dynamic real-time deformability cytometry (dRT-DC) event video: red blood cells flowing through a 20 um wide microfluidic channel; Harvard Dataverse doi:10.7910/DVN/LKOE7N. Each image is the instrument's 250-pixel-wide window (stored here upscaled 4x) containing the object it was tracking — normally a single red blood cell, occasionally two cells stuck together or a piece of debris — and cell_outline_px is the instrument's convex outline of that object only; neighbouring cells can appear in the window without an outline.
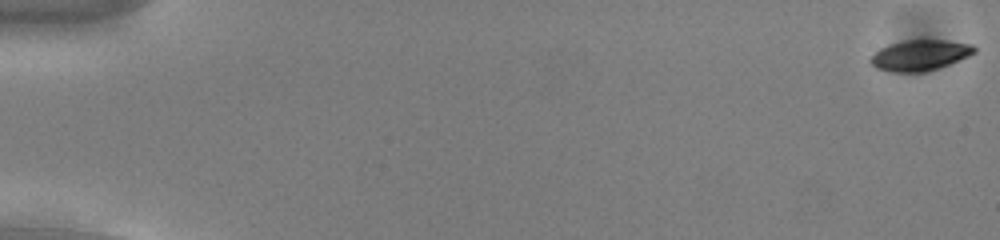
{"species": "common noctule bat (a hibernating species)", "species_latin": "Nyctalus noctula", "temperature_condition": "cold", "stored_images_in_passage": 56, "camera_frame_rate_fps": 3000, "um_per_image_px": 0.085, "animal": {"sex": "male", "body_mass_g": 13.0, "forearm_length_mm": 53.1}, "frame": {"image": 1, "passage_image": 1, "time_ms": 0.0, "image_size_px": [1000, 240], "cell_outline_px": [[976, 52], [968, 56], [948, 64], [924, 72], [892, 72], [876, 68], [868, 60], [880, 48], [892, 44], [908, 40], [948, 40], [972, 44], [976, 48]], "centroid_in_image_um": [78.2, 4.69], "position_along_channel_um": 6.8, "area_um2": 18.32}}
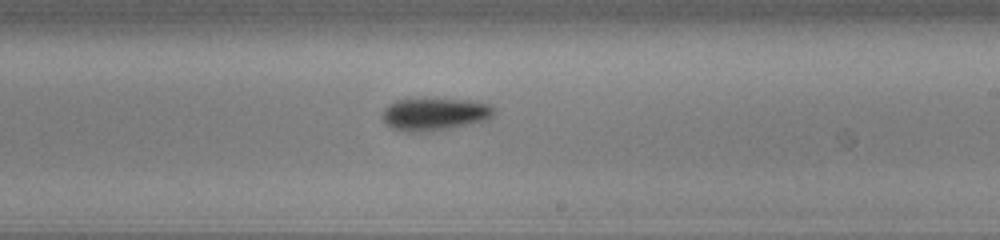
{"frame": {"image": 2, "passage_image": 34, "time_ms": 11.0, "image_size_px": [1000, 240], "cell_outline_px": [[496, 112], [488, 120], [432, 132], [404, 132], [392, 128], [384, 120], [384, 108], [388, 104], [396, 100], [480, 100], [496, 108]], "centroid_in_image_um": [37.01, 9.72], "position_along_channel_um": 252.0, "area_um2": 21.15}}
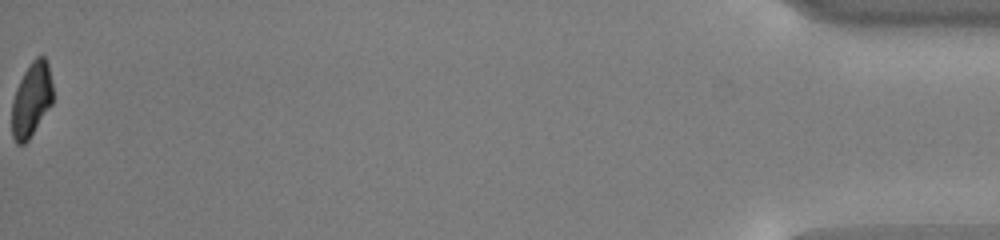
{"frame": {"image": 3, "passage_image": 56, "time_ms": 18.333, "image_size_px": [1000, 240], "cell_outline_px": [[52, 104], [28, 140], [24, 144], [16, 144], [12, 136], [12, 100], [16, 88], [24, 72], [32, 60], [36, 56], [44, 56], [48, 64], [52, 84]], "centroid_in_image_um": [2.66, 8.47], "position_along_channel_um": 432.5, "area_um2": 17.69}, "authors_computed_cell_mechanics": {"area_um2": 19.5942, "velocity_mm_per_s": 3.7795, "shape_relaxation_time_tau1_ms": 2.8007, "shape_relaxation_time_tau2_ms": null, "deformation_change_tau1": 0.1324, "deformation_change_tau2": null}}